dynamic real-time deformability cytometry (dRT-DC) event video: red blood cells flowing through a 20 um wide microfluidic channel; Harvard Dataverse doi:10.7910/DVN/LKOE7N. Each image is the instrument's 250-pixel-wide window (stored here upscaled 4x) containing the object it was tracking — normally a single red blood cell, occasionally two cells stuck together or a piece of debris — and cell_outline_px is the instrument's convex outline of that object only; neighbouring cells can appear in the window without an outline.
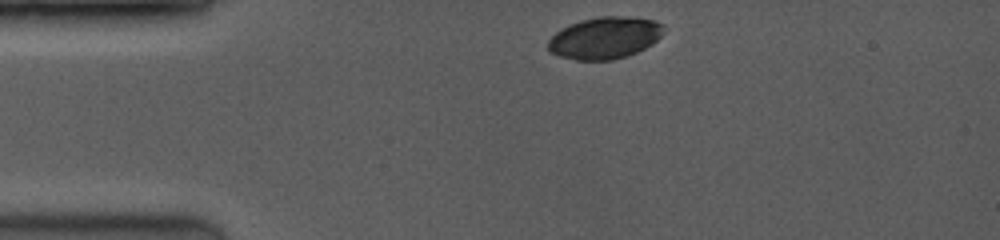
{"species": "common noctule bat (a hibernating species)", "species_latin": "Nyctalus noctula", "temperature_condition": "room temperature", "stored_images_in_passage": 2, "camera_frame_rate_fps": 3500, "um_per_image_px": 0.085, "animal": {"sex": "female", "body_mass_g": 19.0, "forearm_length_mm": 53.3}, "frame": {"image": 1, "passage_image": 1, "time_ms": 0.0, "image_size_px": [1000, 240], "cell_outline_px": [[664, 24], [660, 36], [652, 44], [628, 56], [612, 60], [576, 60], [560, 56], [552, 52], [548, 48], [548, 40], [556, 32], [580, 20], [596, 16], [616, 16], [652, 20]], "centroid_in_image_um": [51.39, 3.23], "position_along_channel_um": 33.6, "area_um2": 27.86}}